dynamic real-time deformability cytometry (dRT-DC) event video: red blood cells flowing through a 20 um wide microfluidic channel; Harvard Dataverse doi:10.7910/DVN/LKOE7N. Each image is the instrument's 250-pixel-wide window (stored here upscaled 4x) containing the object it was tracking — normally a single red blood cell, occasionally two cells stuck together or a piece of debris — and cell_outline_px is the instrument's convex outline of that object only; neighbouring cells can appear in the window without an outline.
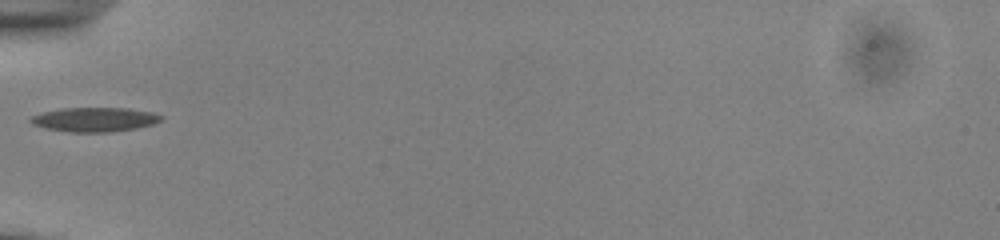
{"species": "common noctule bat (a hibernating species)", "species_latin": "Nyctalus noctula", "temperature_condition": "cold", "stored_images_in_passage": 33, "camera_frame_rate_fps": 3000, "um_per_image_px": 0.085, "animal": {"sex": "male", "body_mass_g": 13.0, "forearm_length_mm": 53.1}, "frame": {"image": 1, "passage_image": 1, "time_ms": 0.0, "image_size_px": [1000, 240], "cell_outline_px": [[164, 120], [152, 124], [136, 128], [108, 132], [68, 132], [44, 128], [32, 124], [28, 120], [28, 116], [60, 108], [128, 108], [152, 112], [164, 116]], "centroid_in_image_um": [8.02, 10.16], "position_along_channel_um": 77.0, "area_um2": 18.67}}
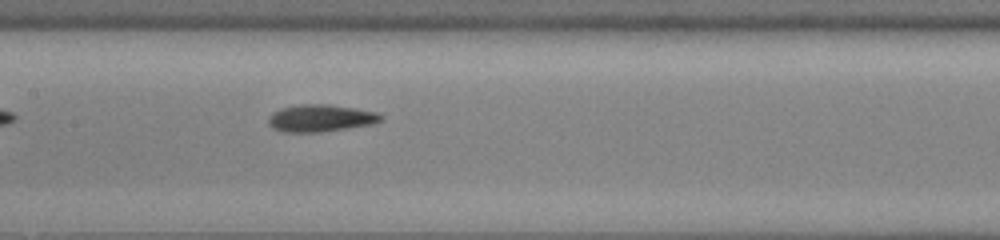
{"frame": {"image": 2, "passage_image": 9, "time_ms": 2.667, "image_size_px": [1000, 240], "cell_outline_px": [[384, 120], [372, 124], [348, 128], [320, 132], [280, 132], [272, 128], [268, 124], [268, 116], [272, 112], [280, 108], [300, 104], [328, 104], [356, 108], [376, 112], [384, 116]], "centroid_in_image_um": [27.23, 10.04], "position_along_channel_um": 180.2, "area_um2": 18.09}}
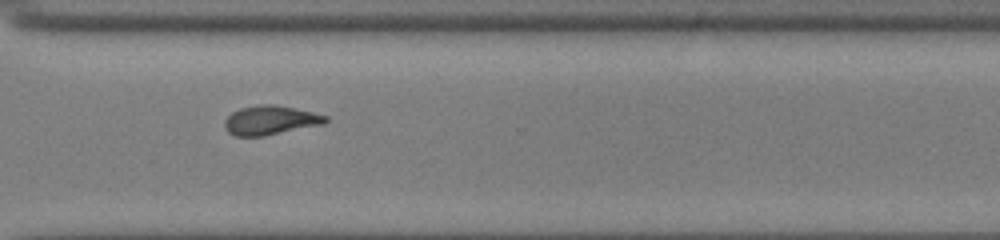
{"frame": {"image": 3, "passage_image": 22, "time_ms": 7.0, "image_size_px": [1000, 240], "cell_outline_px": [[328, 120], [324, 124], [264, 136], [236, 136], [228, 132], [224, 128], [224, 120], [232, 112], [240, 108], [260, 104], [276, 104], [312, 112], [328, 116]], "centroid_in_image_um": [22.97, 10.22], "position_along_channel_um": 347.6, "area_um2": 17.22}, "authors_computed_cell_mechanics": {"area_um2": 17.2244, "velocity_mm_per_s": 3.8691, "shape_relaxation_time_tau1_ms": 4.0628, "shape_relaxation_time_tau2_ms": 3.4259, "deformation_change_tau1": 0.1438, "deformation_change_tau2": 0.1012}}